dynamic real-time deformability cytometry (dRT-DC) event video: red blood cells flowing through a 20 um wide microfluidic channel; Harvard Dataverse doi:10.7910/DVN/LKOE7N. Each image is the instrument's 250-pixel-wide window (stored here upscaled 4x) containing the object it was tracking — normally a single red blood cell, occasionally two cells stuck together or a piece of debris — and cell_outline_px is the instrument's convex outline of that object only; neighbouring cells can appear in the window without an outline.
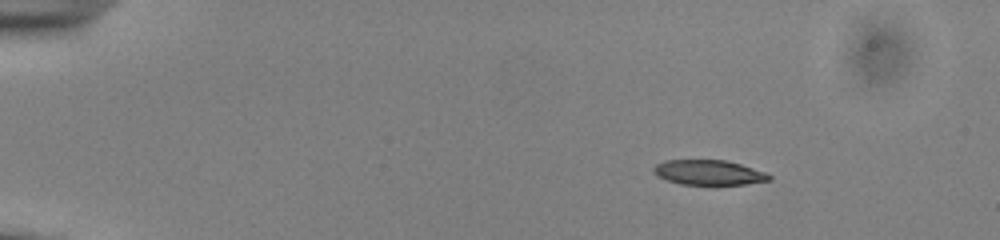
{"species": "common noctule bat (a hibernating species)", "species_latin": "Nyctalus noctula", "temperature_condition": "cold", "stored_images_in_passage": 47, "camera_frame_rate_fps": 3000, "um_per_image_px": 0.085, "animal": {"sex": "male", "body_mass_g": 13.0, "forearm_length_mm": 53.1}, "frame": {"image": 1, "passage_image": 1, "time_ms": 0.0, "image_size_px": [1000, 240], "cell_outline_px": [[772, 180], [716, 188], [712, 188], [680, 184], [656, 176], [652, 172], [652, 168], [656, 164], [664, 160], [724, 160], [740, 164], [764, 172], [772, 176]], "centroid_in_image_um": [60.22, 14.72], "position_along_channel_um": 24.8, "area_um2": 17.69}}
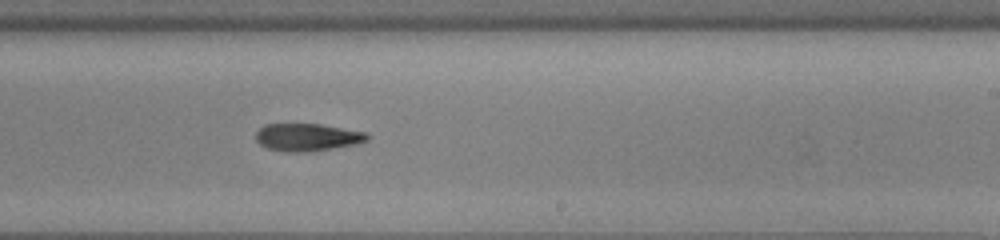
{"frame": {"image": 2, "passage_image": 27, "time_ms": 8.667, "image_size_px": [1000, 240], "cell_outline_px": [[368, 140], [356, 144], [308, 152], [284, 152], [268, 148], [260, 144], [256, 140], [256, 132], [264, 124], [320, 124], [368, 132]], "centroid_in_image_um": [26.12, 11.66], "position_along_channel_um": 262.9, "area_um2": 17.92}}
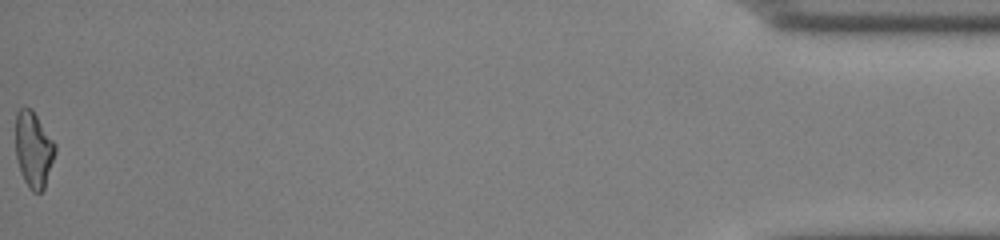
{"frame": {"image": 3, "passage_image": 47, "time_ms": 15.333, "image_size_px": [1000, 240], "cell_outline_px": [[56, 152], [44, 188], [40, 192], [32, 192], [28, 188], [20, 172], [16, 156], [16, 112], [20, 108], [32, 108], [56, 144]], "centroid_in_image_um": [2.85, 12.7], "position_along_channel_um": 432.3, "area_um2": 17.57}}